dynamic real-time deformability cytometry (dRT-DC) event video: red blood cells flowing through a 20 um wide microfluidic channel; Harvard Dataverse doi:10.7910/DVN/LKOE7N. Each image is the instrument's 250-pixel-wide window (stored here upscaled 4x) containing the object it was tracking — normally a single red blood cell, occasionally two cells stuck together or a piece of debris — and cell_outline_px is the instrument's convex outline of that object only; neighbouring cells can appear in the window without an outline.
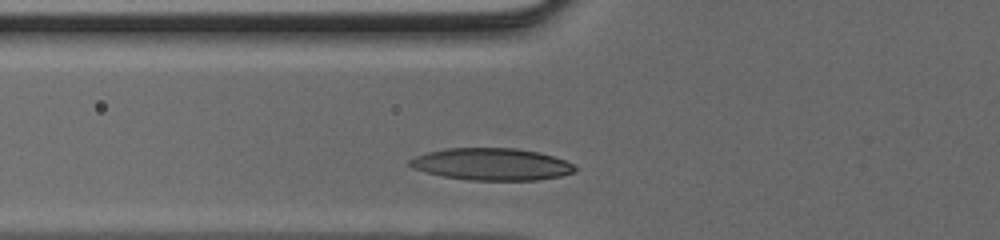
{"species": "human", "species_latin": "Homo sapiens", "temperature_condition": "cold", "stored_images_in_passage": 23, "camera_frame_rate_fps": 3000, "um_per_image_px": 0.085, "donor": {"sex": "male"}, "frame": {"image": 1, "passage_image": 2, "time_ms": 0.333, "image_size_px": [1000, 240], "cell_outline_px": [[576, 172], [560, 176], [536, 180], [468, 180], [444, 176], [412, 168], [408, 164], [408, 160], [416, 156], [428, 152], [448, 148], [512, 148], [536, 152], [552, 156], [564, 160], [572, 164], [576, 168]], "centroid_in_image_um": [41.78, 13.96], "position_along_channel_um": 84.0, "area_um2": 30.58}}
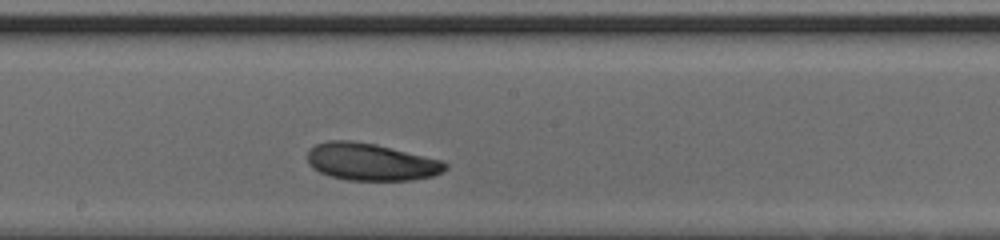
{"frame": {"image": 2, "passage_image": 11, "time_ms": 3.333, "image_size_px": [1000, 240], "cell_outline_px": [[448, 168], [444, 172], [432, 176], [412, 180], [348, 180], [328, 176], [312, 168], [308, 164], [308, 152], [316, 144], [328, 140], [352, 140], [376, 144], [444, 160], [448, 164]], "centroid_in_image_um": [31.56, 13.76], "position_along_channel_um": 216.6, "area_um2": 30.23}}
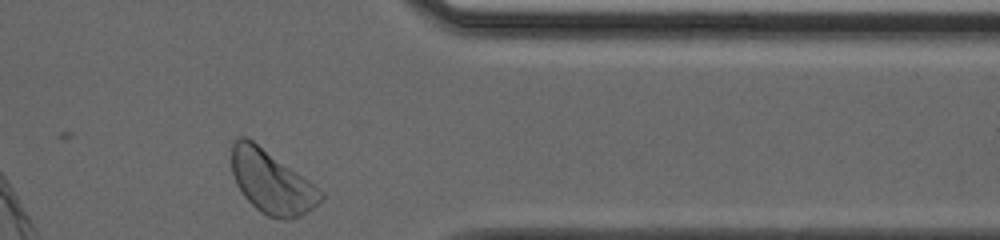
{"frame": {"image": 3, "passage_image": 23, "time_ms": 7.333, "image_size_px": [1000, 240], "cell_outline_px": [[324, 200], [300, 216], [292, 220], [280, 220], [268, 216], [260, 212], [244, 196], [236, 184], [232, 172], [232, 144], [240, 136], [244, 136], [252, 140], [320, 188], [324, 192]], "centroid_in_image_um": [23.11, 15.5], "position_along_channel_um": 388.3, "area_um2": 32.66}}